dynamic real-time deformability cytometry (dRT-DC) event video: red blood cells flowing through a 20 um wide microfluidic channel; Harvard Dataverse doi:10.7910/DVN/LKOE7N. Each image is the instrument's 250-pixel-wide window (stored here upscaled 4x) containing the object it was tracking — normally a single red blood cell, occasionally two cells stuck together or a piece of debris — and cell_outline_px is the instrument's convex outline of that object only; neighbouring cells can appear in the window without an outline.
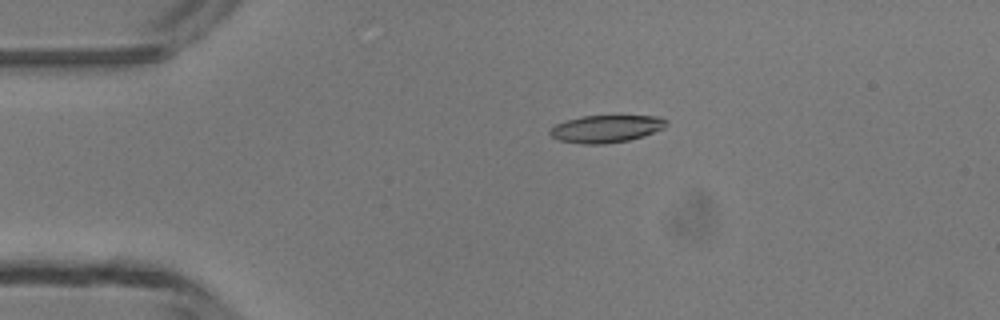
{"species": "common noctule bat (a hibernating species)", "species_latin": "Nyctalus noctula", "temperature_condition": "room temperature", "stored_images_in_passage": 3, "camera_frame_rate_fps": 3000, "um_per_image_px": 0.085, "animal": {"sex": "male", "body_mass_g": 13.3}, "frame": {"image": 1, "passage_image": 2, "time_ms": 1.0, "image_size_px": [1000, 320], "cell_outline_px": [[668, 124], [664, 128], [644, 136], [628, 140], [604, 144], [584, 144], [556, 140], [548, 132], [556, 124], [580, 116], [660, 116], [668, 120]], "centroid_in_image_um": [51.54, 10.95], "position_along_channel_um": 33.5, "area_um2": 18.61}}